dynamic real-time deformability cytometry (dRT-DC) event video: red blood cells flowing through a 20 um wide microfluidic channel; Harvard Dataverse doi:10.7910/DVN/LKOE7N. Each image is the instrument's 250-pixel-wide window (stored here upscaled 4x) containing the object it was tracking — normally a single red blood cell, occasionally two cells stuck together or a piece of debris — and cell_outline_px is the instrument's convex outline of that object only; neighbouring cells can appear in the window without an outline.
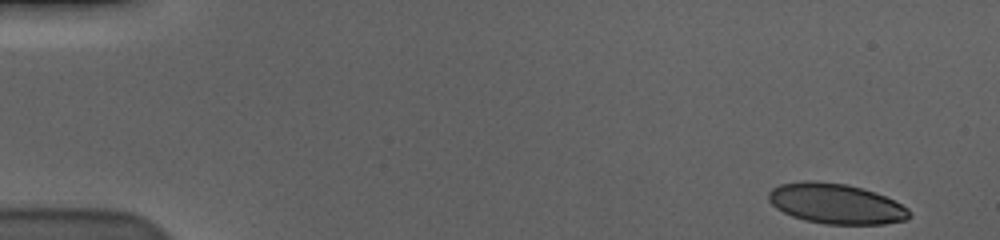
{"species": "human", "species_latin": "Homo sapiens", "temperature_condition": "cold", "stored_images_in_passage": 55, "camera_frame_rate_fps": 3000, "um_per_image_px": 0.085, "donor": {"sex": "male"}, "frame": {"image": 1, "passage_image": 1, "time_ms": 0.0, "image_size_px": [1000, 240], "cell_outline_px": [[908, 216], [904, 220], [884, 224], [824, 224], [804, 220], [792, 216], [776, 208], [768, 200], [768, 192], [772, 188], [780, 184], [804, 180], [812, 180], [848, 184], [884, 196], [908, 208]], "centroid_in_image_um": [70.98, 17.31], "position_along_channel_um": 14.0, "area_um2": 32.77}}
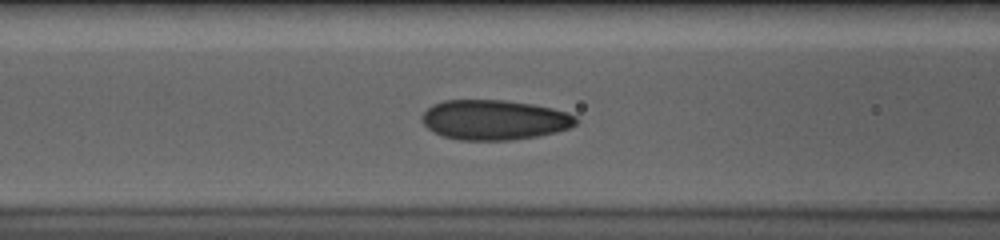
{"frame": {"image": 2, "passage_image": 22, "time_ms": 7.0, "image_size_px": [1000, 240], "cell_outline_px": [[576, 124], [568, 128], [556, 132], [536, 136], [508, 140], [460, 140], [444, 136], [428, 128], [420, 120], [420, 116], [432, 104], [444, 100], [504, 100], [532, 104], [552, 108], [568, 112], [576, 116]], "centroid_in_image_um": [42.0, 10.18], "position_along_channel_um": 124.6, "area_um2": 35.78}}
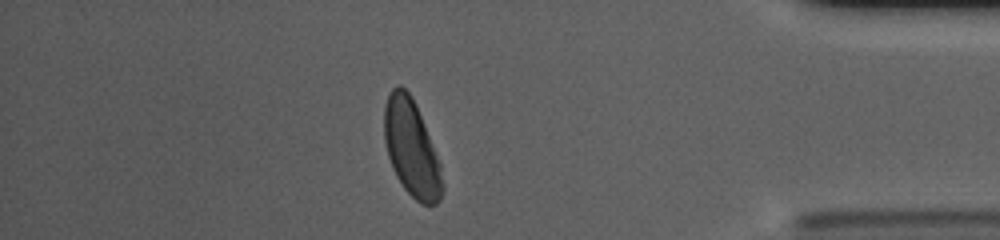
{"frame": {"image": 3, "passage_image": 48, "time_ms": 15.667, "image_size_px": [1000, 240], "cell_outline_px": [[444, 188], [440, 200], [436, 204], [420, 204], [404, 188], [396, 176], [392, 168], [388, 156], [384, 140], [384, 104], [388, 92], [396, 84], [400, 84], [412, 96], [416, 104], [440, 164], [444, 184]], "centroid_in_image_um": [34.96, 12.58], "position_along_channel_um": 400.2, "area_um2": 32.83}, "authors_computed_cell_mechanics": {"area_um2": 34.2176, "velocity_mm_per_s": 3.5701, "shape_relaxation_time_tau1_ms": 4.2752, "shape_relaxation_time_tau2_ms": 0.9143, "deformation_change_tau1": 0.1369, "deformation_change_tau2": 0.0702}}